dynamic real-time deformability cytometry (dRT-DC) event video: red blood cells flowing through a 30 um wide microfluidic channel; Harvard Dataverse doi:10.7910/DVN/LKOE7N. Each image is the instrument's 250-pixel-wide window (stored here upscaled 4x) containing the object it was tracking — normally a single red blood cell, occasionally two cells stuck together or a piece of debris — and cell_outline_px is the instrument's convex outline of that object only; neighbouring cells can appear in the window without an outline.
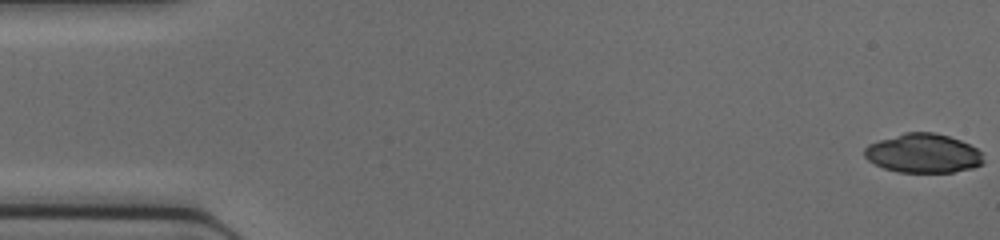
{"species": "common noctule bat (a hibernating species)", "species_latin": "Nyctalus noctula", "temperature_condition": "cold", "stored_images_in_passage": 46, "camera_frame_rate_fps": 3000, "um_per_image_px": 0.085, "animal": {"sex": "female", "body_mass_g": 17.0, "forearm_length_mm": 48.0}, "frame": {"image": 1, "passage_image": 1, "time_ms": 0.0, "image_size_px": [1000, 240], "cell_outline_px": [[984, 164], [972, 168], [952, 172], [900, 172], [884, 168], [868, 160], [864, 156], [864, 148], [868, 144], [904, 132], [932, 132], [948, 136], [960, 140], [976, 148], [980, 152], [984, 160]], "centroid_in_image_um": [78.47, 13.03], "position_along_channel_um": 6.5, "area_um2": 26.99}}
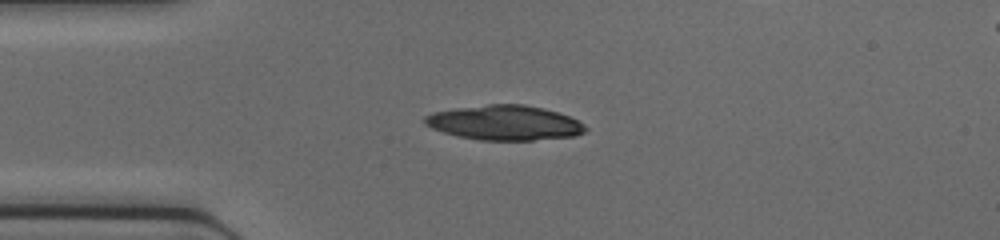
{"frame": {"image": 2, "passage_image": 12, "time_ms": 3.667, "image_size_px": [1000, 240], "cell_outline_px": [[588, 128], [584, 132], [576, 136], [532, 140], [480, 140], [456, 136], [432, 128], [424, 124], [424, 116], [432, 112], [456, 108], [488, 104], [524, 104], [544, 108], [568, 116], [584, 124]], "centroid_in_image_um": [42.88, 10.43], "position_along_channel_um": 42.1, "area_um2": 32.6}}